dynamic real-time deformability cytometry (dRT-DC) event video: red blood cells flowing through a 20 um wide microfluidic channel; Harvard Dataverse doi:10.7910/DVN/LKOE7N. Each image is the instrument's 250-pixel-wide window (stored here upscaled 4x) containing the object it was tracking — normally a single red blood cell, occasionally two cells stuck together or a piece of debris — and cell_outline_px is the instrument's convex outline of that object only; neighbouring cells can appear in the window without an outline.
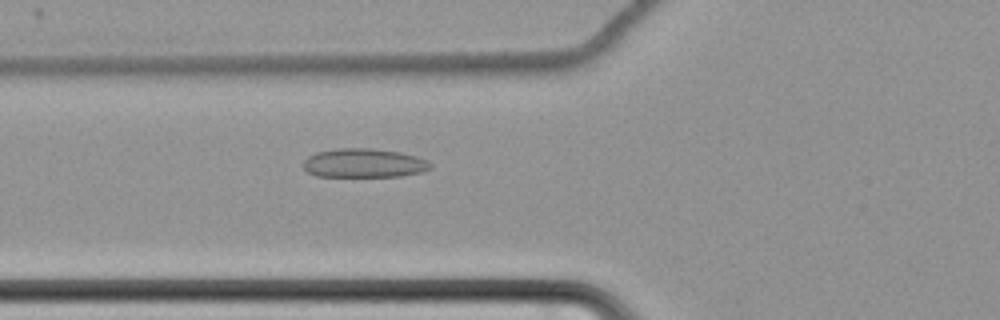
{"species": "common noctule bat (a hibernating species)", "species_latin": "Nyctalus noctula", "temperature_condition": "cold", "stored_images_in_passage": 53, "camera_frame_rate_fps": 3000, "um_per_image_px": 0.085, "animal": {"sex": "female", "body_mass_g": 22.7, "forearm_length_mm": 54.2}, "frame": {"image": 1, "passage_image": 16, "time_ms": 5.0, "image_size_px": [1000, 320], "cell_outline_px": [[432, 168], [420, 172], [400, 176], [316, 176], [308, 172], [304, 168], [304, 160], [308, 156], [316, 152], [340, 148], [372, 148], [400, 152], [416, 156], [428, 160], [432, 164]], "centroid_in_image_um": [30.95, 13.85], "position_along_channel_um": 94.8, "area_um2": 21.44}}
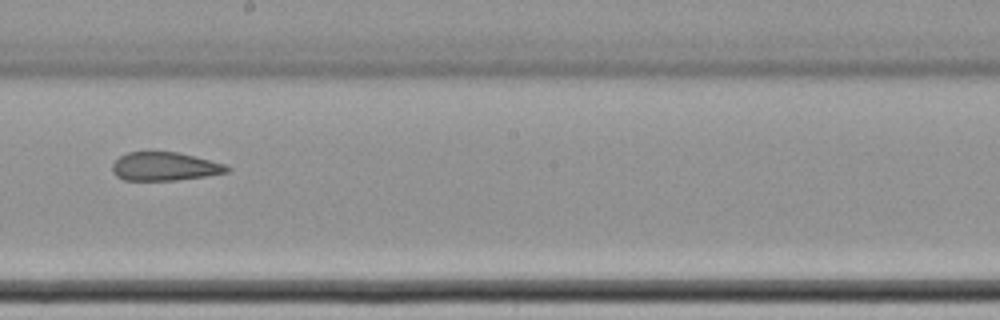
{"frame": {"image": 2, "passage_image": 28, "time_ms": 9.0, "image_size_px": [1000, 320], "cell_outline_px": [[232, 168], [228, 172], [204, 176], [176, 180], [124, 180], [116, 176], [112, 172], [112, 164], [120, 156], [128, 152], [180, 152], [224, 164]], "centroid_in_image_um": [13.98, 14.15], "position_along_channel_um": 234.2, "area_um2": 18.96}}
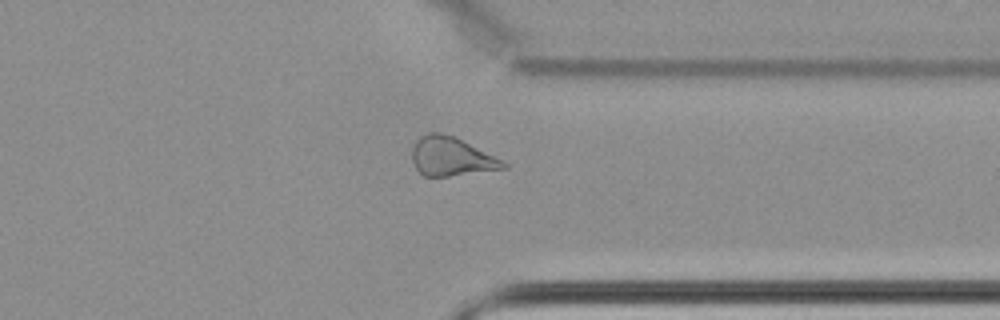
{"frame": {"image": 3, "passage_image": 40, "time_ms": 13.0, "image_size_px": [1000, 320], "cell_outline_px": [[508, 168], [448, 176], [424, 176], [416, 168], [412, 160], [412, 144], [420, 136], [428, 132], [440, 132], [452, 136], [504, 160], [508, 164]], "centroid_in_image_um": [38.34, 13.3], "position_along_channel_um": 373.1, "area_um2": 20.58}, "authors_computed_cell_mechanics": {"area_um2": 21.5594, "velocity_mm_per_s": 3.4771, "shape_relaxation_time_tau1_ms": null, "shape_relaxation_time_tau2_ms": 3.7461, "deformation_change_tau1": null, "deformation_change_tau2": 0.1276}}